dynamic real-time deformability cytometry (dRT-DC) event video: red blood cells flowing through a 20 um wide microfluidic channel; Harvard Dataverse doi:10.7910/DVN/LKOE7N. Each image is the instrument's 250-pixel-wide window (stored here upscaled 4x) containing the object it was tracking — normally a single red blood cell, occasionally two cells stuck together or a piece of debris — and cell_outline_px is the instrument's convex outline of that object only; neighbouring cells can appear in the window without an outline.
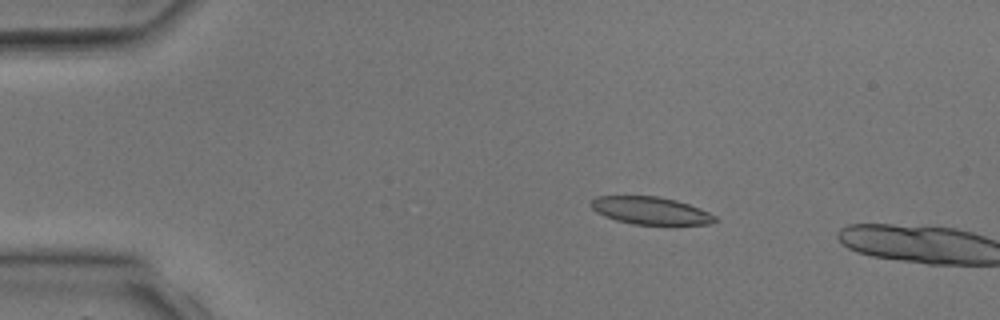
{"species": "common noctule bat (a hibernating species)", "species_latin": "Nyctalus noctula", "temperature_condition": "room temperature", "stored_images_in_passage": 3, "camera_frame_rate_fps": 3000, "um_per_image_px": 0.085, "animal": {"sex": "male", "body_mass_g": 17.9, "forearm_length_mm": 54.2}, "frame": {"image": 1, "passage_image": 2, "time_ms": 1.0, "image_size_px": [1000, 320], "cell_outline_px": [[720, 220], [708, 224], [676, 228], [632, 224], [616, 220], [604, 216], [596, 212], [588, 204], [596, 196], [660, 196], [676, 200], [700, 208], [716, 216]], "centroid_in_image_um": [55.38, 17.96], "position_along_channel_um": 29.6, "area_um2": 21.04}}